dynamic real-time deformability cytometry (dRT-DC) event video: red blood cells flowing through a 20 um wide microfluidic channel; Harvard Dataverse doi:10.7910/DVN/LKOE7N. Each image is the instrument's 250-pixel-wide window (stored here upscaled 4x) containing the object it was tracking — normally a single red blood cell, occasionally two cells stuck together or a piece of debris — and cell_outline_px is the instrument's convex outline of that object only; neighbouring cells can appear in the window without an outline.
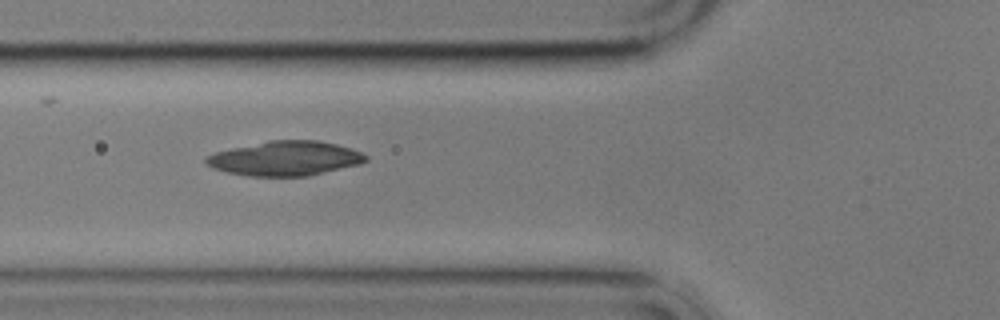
{"species": "common noctule bat (a hibernating species)", "species_latin": "Nyctalus noctula", "temperature_condition": "cold", "stored_images_in_passage": 10, "camera_frame_rate_fps": 3000, "um_per_image_px": 0.085, "animal": {"sex": "male", "body_mass_g": 17.9}, "frame": {"image": 1, "passage_image": 2, "time_ms": 1.0, "image_size_px": [1000, 320], "cell_outline_px": [[368, 160], [360, 164], [308, 176], [248, 176], [228, 172], [212, 168], [204, 164], [204, 156], [216, 152], [232, 148], [268, 140], [316, 140], [336, 144], [360, 152], [368, 156]], "centroid_in_image_um": [24.2, 13.47], "position_along_channel_um": 101.6, "area_um2": 32.14}}
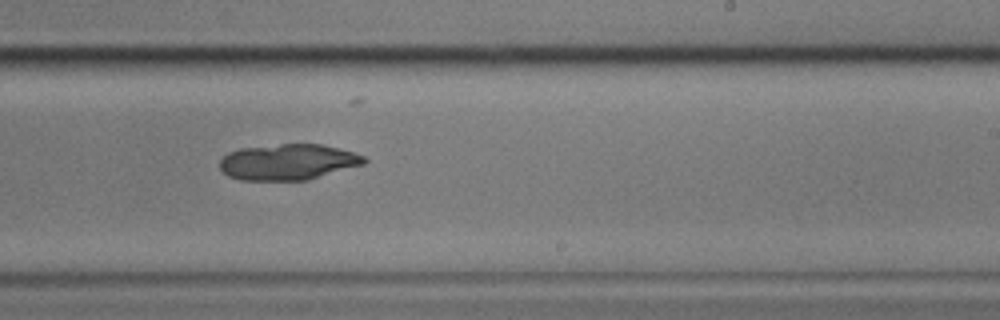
{"frame": {"image": 2, "passage_image": 6, "time_ms": 5.667, "image_size_px": [1000, 320], "cell_outline_px": [[368, 160], [364, 164], [308, 180], [240, 180], [228, 176], [220, 168], [220, 160], [228, 152], [240, 148], [280, 144], [324, 144], [340, 148], [364, 156]], "centroid_in_image_um": [24.49, 13.76], "position_along_channel_um": 264.5, "area_um2": 30.29}}
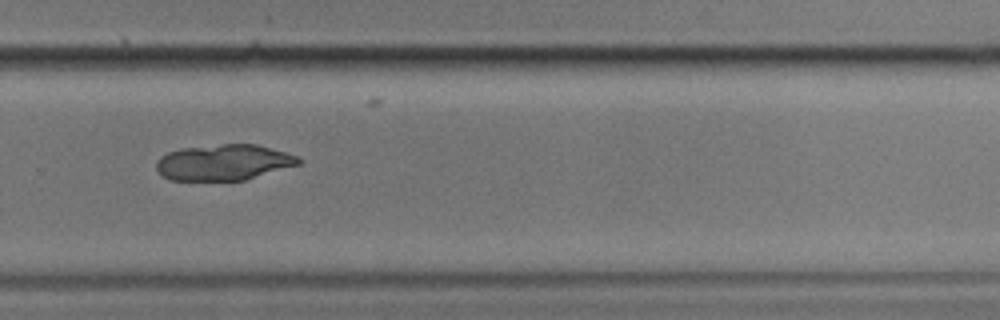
{"frame": {"image": 3, "passage_image": 7, "time_ms": 7.0, "image_size_px": [1000, 320], "cell_outline_px": [[304, 160], [300, 164], [244, 180], [168, 180], [156, 168], [156, 160], [160, 156], [168, 152], [180, 148], [224, 144], [256, 144], [284, 152], [296, 156]], "centroid_in_image_um": [19.0, 13.8], "position_along_channel_um": 310.8, "area_um2": 29.59}}